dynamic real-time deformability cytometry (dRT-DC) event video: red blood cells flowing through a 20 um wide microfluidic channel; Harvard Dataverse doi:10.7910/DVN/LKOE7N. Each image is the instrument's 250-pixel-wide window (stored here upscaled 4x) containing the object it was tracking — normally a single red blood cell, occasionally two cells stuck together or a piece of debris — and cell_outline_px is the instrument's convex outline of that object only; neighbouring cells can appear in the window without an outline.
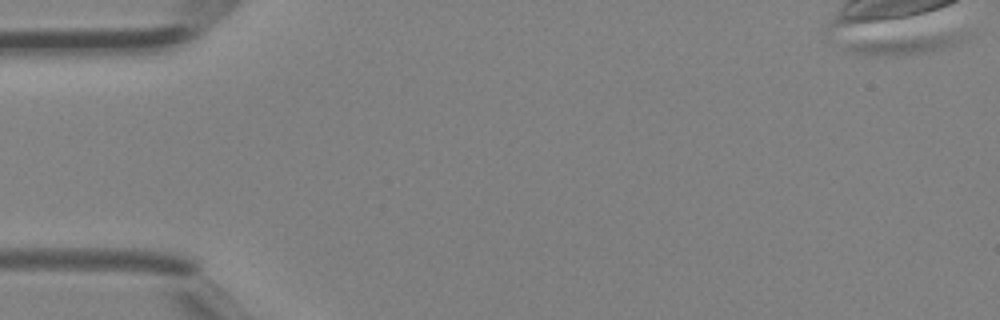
{"species": "Egyptian fruit bat (a non-hibernating species)", "species_latin": "Rousettus aegyptiacus", "temperature_condition": "room temperature", "stored_images_in_passage": 1, "camera_frame_rate_fps": 3000, "um_per_image_px": 0.085, "animal": {"sex": "female"}, "frame": {"image": 1, "passage_image": 1, "time_ms": 0.0, "image_size_px": [1000, 320], "cell_outline_px": [[972, 36], [968, 40], [924, 52], [896, 56], [888, 56], [852, 52], [844, 48], [844, 44], [964, 32], [972, 32]], "centroid_in_image_um": [77.17, 3.79], "position_along_channel_um": 7.8, "area_um2": 12.02}}